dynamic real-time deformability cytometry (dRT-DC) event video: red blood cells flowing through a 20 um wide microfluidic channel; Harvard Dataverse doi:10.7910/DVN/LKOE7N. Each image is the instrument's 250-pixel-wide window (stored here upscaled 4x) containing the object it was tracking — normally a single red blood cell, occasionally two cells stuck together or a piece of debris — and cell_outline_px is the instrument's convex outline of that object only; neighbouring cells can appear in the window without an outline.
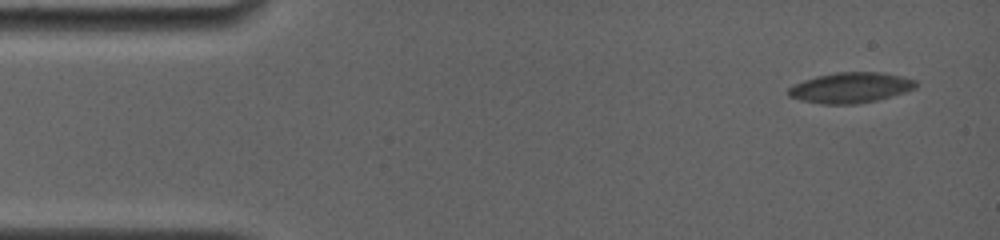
{"species": "common noctule bat (a hibernating species)", "species_latin": "Nyctalus noctula", "temperature_condition": "room temperature", "stored_images_in_passage": 6, "camera_frame_rate_fps": 4000, "um_per_image_px": 0.085, "animal": {"sex": "female", "body_mass_g": 19.0, "forearm_length_mm": 56.7}, "frame": {"image": 1, "passage_image": 1, "time_ms": 0.0, "image_size_px": [1000, 240], "cell_outline_px": [[916, 88], [904, 92], [876, 100], [856, 104], [820, 104], [800, 100], [788, 96], [788, 88], [804, 80], [816, 76], [836, 72], [880, 72], [904, 76], [916, 80]], "centroid_in_image_um": [72.29, 7.45], "position_along_channel_um": 12.7, "area_um2": 22.6}}
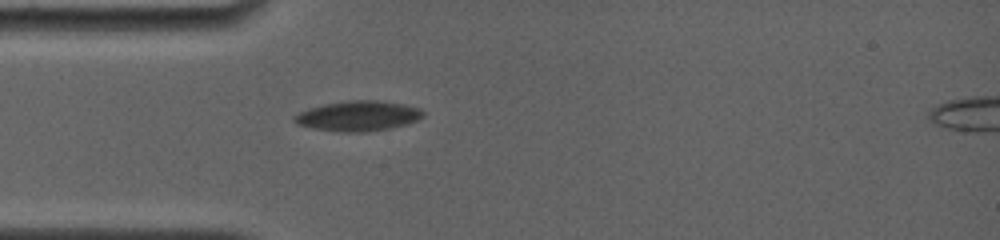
{"frame": {"image": 2, "passage_image": 5, "time_ms": 4.0, "image_size_px": [1000, 240], "cell_outline_px": [[424, 116], [408, 124], [388, 128], [364, 132], [336, 132], [312, 128], [296, 124], [292, 120], [292, 116], [308, 108], [324, 104], [348, 100], [376, 100], [404, 104], [420, 108], [424, 112]], "centroid_in_image_um": [30.41, 9.85], "position_along_channel_um": 54.6, "area_um2": 22.77}}
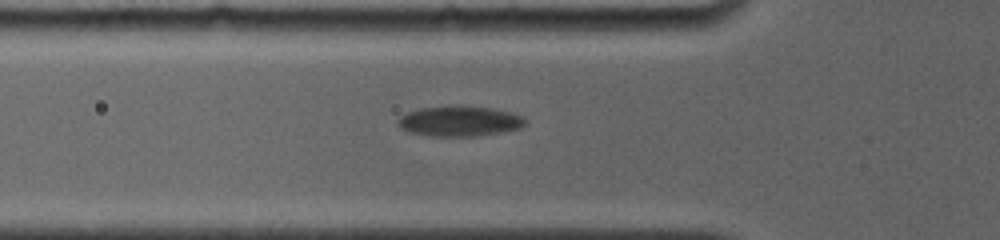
{"frame": {"image": 3, "passage_image": 6, "time_ms": 5.0, "image_size_px": [1000, 240], "cell_outline_px": [[524, 124], [520, 128], [500, 132], [476, 136], [428, 136], [408, 132], [400, 128], [396, 120], [400, 116], [408, 112], [420, 108], [448, 104], [492, 108], [524, 116]], "centroid_in_image_um": [38.99, 10.28], "position_along_channel_um": 86.8, "area_um2": 22.72}}